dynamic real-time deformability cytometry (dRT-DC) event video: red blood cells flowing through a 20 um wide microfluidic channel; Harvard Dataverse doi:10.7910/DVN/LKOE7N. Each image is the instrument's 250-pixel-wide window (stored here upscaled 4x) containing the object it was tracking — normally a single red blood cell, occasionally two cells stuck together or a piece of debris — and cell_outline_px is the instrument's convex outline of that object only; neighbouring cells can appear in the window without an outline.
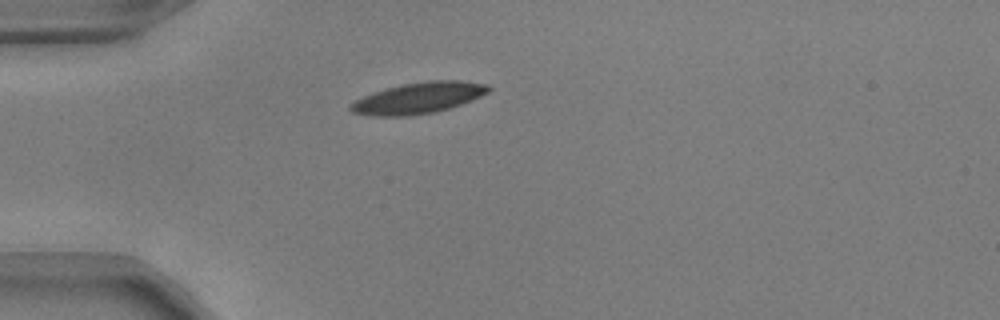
{"species": "common noctule bat (a hibernating species)", "species_latin": "Nyctalus noctula", "temperature_condition": "warm", "stored_images_in_passage": 39, "camera_frame_rate_fps": 3000, "um_per_image_px": 0.085, "animal": {"sex": "male", "body_mass_g": 17.9, "forearm_length_mm": 54.2}, "frame": {"image": 1, "passage_image": 1, "time_ms": 0.0, "image_size_px": [1000, 320], "cell_outline_px": [[492, 88], [488, 92], [472, 100], [448, 108], [432, 112], [408, 116], [372, 116], [352, 112], [348, 108], [356, 100], [364, 96], [388, 88], [404, 84], [428, 80], [460, 80], [488, 84]], "centroid_in_image_um": [35.6, 8.32], "position_along_channel_um": 49.4, "area_um2": 24.68}}
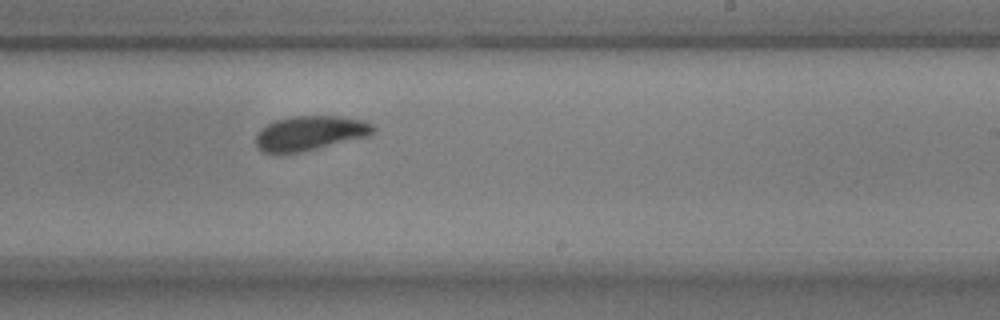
{"frame": {"image": 2, "passage_image": 19, "time_ms": 6.0, "image_size_px": [1000, 320], "cell_outline_px": [[376, 132], [368, 136], [300, 152], [264, 152], [256, 148], [256, 136], [260, 128], [276, 120], [292, 116], [340, 116], [364, 120], [372, 124], [376, 128]], "centroid_in_image_um": [26.37, 11.3], "position_along_channel_um": 262.6, "area_um2": 23.52}}
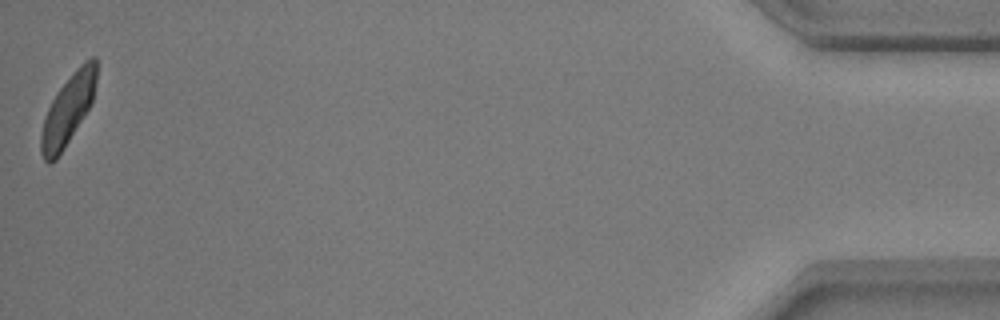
{"frame": {"image": 3, "passage_image": 39, "time_ms": 12.667, "image_size_px": [1000, 320], "cell_outline_px": [[96, 80], [92, 100], [88, 108], [56, 160], [52, 164], [48, 164], [44, 160], [40, 152], [40, 136], [44, 120], [48, 108], [56, 92], [76, 68], [84, 60], [92, 56], [96, 56]], "centroid_in_image_um": [5.75, 9.32], "position_along_channel_um": 429.4, "area_um2": 22.2}, "authors_computed_cell_mechanics": {"area_um2": 23.8714, "velocity_mm_per_s": 3.8198, "shape_relaxation_time_tau1_ms": 2.9704, "shape_relaxation_time_tau2_ms": 4.8876, "deformation_change_tau1": 0.1249, "deformation_change_tau2": 0.1023}}